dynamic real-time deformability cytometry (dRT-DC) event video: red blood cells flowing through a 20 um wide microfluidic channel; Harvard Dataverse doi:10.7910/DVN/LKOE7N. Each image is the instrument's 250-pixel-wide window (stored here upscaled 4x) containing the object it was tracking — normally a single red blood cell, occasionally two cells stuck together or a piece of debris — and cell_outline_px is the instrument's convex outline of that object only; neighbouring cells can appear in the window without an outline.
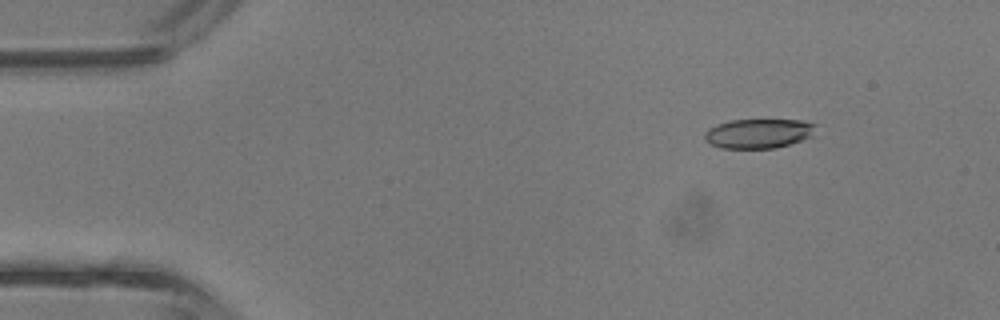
{"species": "common noctule bat (a hibernating species)", "species_latin": "Nyctalus noctula", "temperature_condition": "room temperature", "stored_images_in_passage": 4, "camera_frame_rate_fps": 3000, "um_per_image_px": 0.085, "animal": {"sex": "male", "body_mass_g": 13.3}, "frame": {"image": 1, "passage_image": 2, "time_ms": 0.333, "image_size_px": [1000, 320], "cell_outline_px": [[816, 136], [776, 148], [720, 148], [704, 140], [704, 132], [708, 128], [716, 124], [732, 120], [804, 120], [816, 124]], "centroid_in_image_um": [64.52, 11.34], "position_along_channel_um": 20.5, "area_um2": 19.42}}
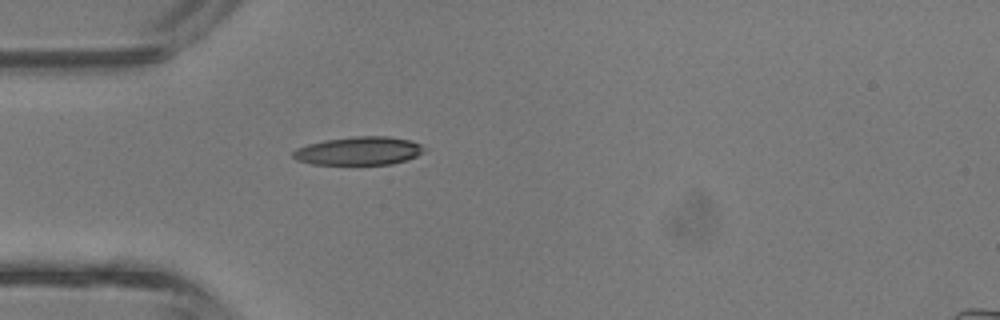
{"frame": {"image": 2, "passage_image": 4, "time_ms": 1.0, "image_size_px": [1000, 320], "cell_outline_px": [[428, 148], [424, 152], [408, 160], [392, 164], [312, 164], [296, 160], [292, 156], [292, 152], [296, 148], [308, 144], [324, 140], [356, 136], [388, 136], [412, 140]], "centroid_in_image_um": [30.54, 12.82], "position_along_channel_um": 54.5, "area_um2": 21.85}}